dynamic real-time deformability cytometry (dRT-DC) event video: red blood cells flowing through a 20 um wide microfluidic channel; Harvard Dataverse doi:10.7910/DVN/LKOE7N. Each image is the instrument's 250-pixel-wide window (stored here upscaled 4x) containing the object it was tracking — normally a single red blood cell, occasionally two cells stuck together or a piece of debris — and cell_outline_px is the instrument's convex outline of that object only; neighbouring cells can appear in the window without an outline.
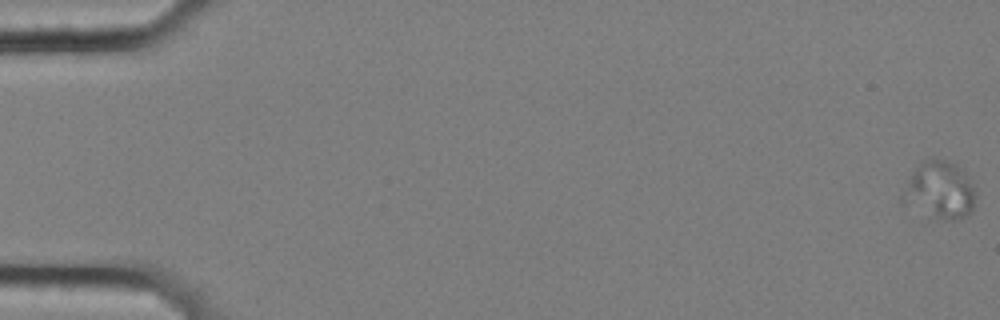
{"species": "common noctule bat (a hibernating species)", "species_latin": "Nyctalus noctula", "temperature_condition": "cold", "stored_images_in_passage": 60, "camera_frame_rate_fps": 3000, "um_per_image_px": 0.085, "animal": {"sex": "female", "body_mass_g": 25.1}, "frame": {"image": 1, "passage_image": 1, "time_ms": 0.0, "image_size_px": [1000, 320], "cell_outline_px": [[976, 196], [972, 212], [968, 216], [960, 220], [944, 220], [932, 216], [900, 204], [900, 196], [908, 180], [920, 164], [928, 156], [932, 156], [956, 164], [964, 172], [972, 184]], "centroid_in_image_um": [79.86, 16.19], "position_along_channel_um": 5.1, "area_um2": 24.8}}
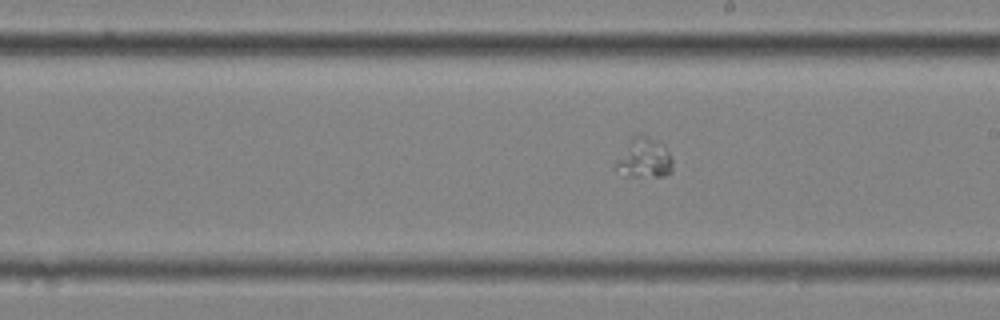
{"frame": {"image": 2, "passage_image": 35, "time_ms": 11.333, "image_size_px": [1000, 320], "cell_outline_px": [[672, 172], [664, 176], [624, 176], [616, 168], [616, 160], [632, 136], [636, 132], [660, 140], [668, 152], [672, 160]], "centroid_in_image_um": [54.77, 13.41], "position_along_channel_um": 234.2, "area_um2": 13.35}}
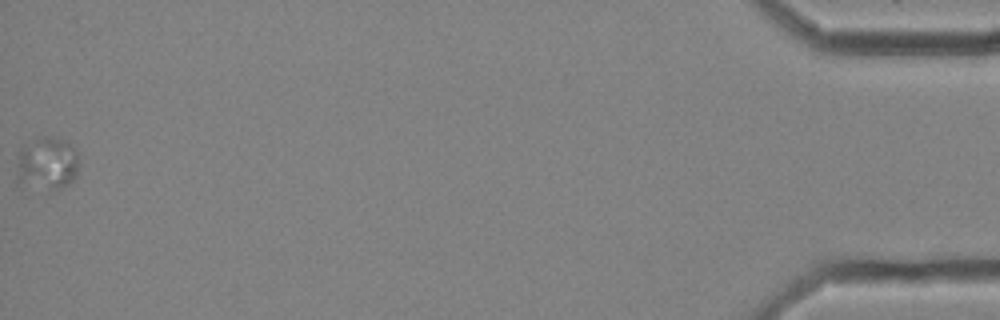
{"frame": {"image": 3, "passage_image": 60, "time_ms": 19.667, "image_size_px": [1000, 320], "cell_outline_px": [[80, 164], [76, 176], [68, 184], [60, 188], [48, 192], [16, 188], [16, 176], [20, 148], [24, 144], [44, 136], [52, 136], [64, 140], [76, 148], [80, 156]], "centroid_in_image_um": [3.98, 13.98], "position_along_channel_um": 431.2, "area_um2": 20.63}}